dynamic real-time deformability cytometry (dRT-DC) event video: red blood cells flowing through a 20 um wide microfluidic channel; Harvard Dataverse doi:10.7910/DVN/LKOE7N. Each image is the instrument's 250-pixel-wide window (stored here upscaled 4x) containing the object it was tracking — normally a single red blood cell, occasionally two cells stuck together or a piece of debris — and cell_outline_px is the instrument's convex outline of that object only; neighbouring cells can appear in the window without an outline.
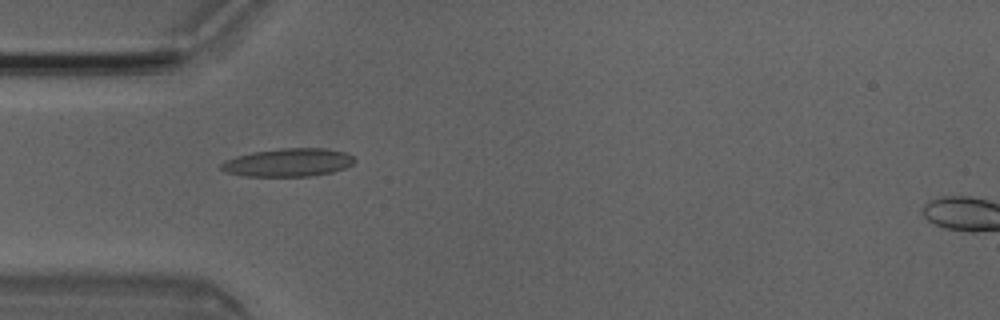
{"species": "Egyptian fruit bat (a non-hibernating species)", "species_latin": "Rousettus aegyptiacus", "temperature_condition": "room temperature", "stored_images_in_passage": 4, "camera_frame_rate_fps": 3000, "um_per_image_px": 0.085, "animal": {"sex": "male"}, "frame": {"image": 1, "passage_image": 2, "time_ms": 0.333, "image_size_px": [1000, 320], "cell_outline_px": [[356, 160], [352, 164], [344, 168], [332, 172], [308, 176], [244, 176], [228, 172], [220, 168], [220, 164], [224, 160], [236, 156], [252, 152], [280, 148], [324, 148], [344, 152], [352, 156]], "centroid_in_image_um": [24.48, 13.8], "position_along_channel_um": 60.5, "area_um2": 21.79}}